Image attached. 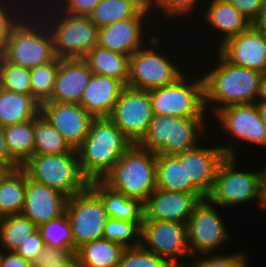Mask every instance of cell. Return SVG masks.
I'll return each mask as SVG.
<instances>
[{"label":"cell","instance_id":"33","mask_svg":"<svg viewBox=\"0 0 266 267\" xmlns=\"http://www.w3.org/2000/svg\"><path fill=\"white\" fill-rule=\"evenodd\" d=\"M38 227L25 215L15 214L0 218V250L15 252Z\"/></svg>","mask_w":266,"mask_h":267},{"label":"cell","instance_id":"17","mask_svg":"<svg viewBox=\"0 0 266 267\" xmlns=\"http://www.w3.org/2000/svg\"><path fill=\"white\" fill-rule=\"evenodd\" d=\"M206 197L202 193H183L157 188L143 204V220L187 224L195 206Z\"/></svg>","mask_w":266,"mask_h":267},{"label":"cell","instance_id":"18","mask_svg":"<svg viewBox=\"0 0 266 267\" xmlns=\"http://www.w3.org/2000/svg\"><path fill=\"white\" fill-rule=\"evenodd\" d=\"M150 14L149 8H144L136 17L99 28L97 45L130 57L135 51L146 45L145 41H150L154 35L152 34L149 38L146 36V38L147 31L144 32V21Z\"/></svg>","mask_w":266,"mask_h":267},{"label":"cell","instance_id":"54","mask_svg":"<svg viewBox=\"0 0 266 267\" xmlns=\"http://www.w3.org/2000/svg\"><path fill=\"white\" fill-rule=\"evenodd\" d=\"M260 114L261 120L266 127V103H255Z\"/></svg>","mask_w":266,"mask_h":267},{"label":"cell","instance_id":"51","mask_svg":"<svg viewBox=\"0 0 266 267\" xmlns=\"http://www.w3.org/2000/svg\"><path fill=\"white\" fill-rule=\"evenodd\" d=\"M52 267H81L78 263V259L76 257V254H70L63 262H60L57 265H54Z\"/></svg>","mask_w":266,"mask_h":267},{"label":"cell","instance_id":"3","mask_svg":"<svg viewBox=\"0 0 266 267\" xmlns=\"http://www.w3.org/2000/svg\"><path fill=\"white\" fill-rule=\"evenodd\" d=\"M33 6L52 34L58 58H83L98 44L99 28L89 16L64 13L51 0Z\"/></svg>","mask_w":266,"mask_h":267},{"label":"cell","instance_id":"1","mask_svg":"<svg viewBox=\"0 0 266 267\" xmlns=\"http://www.w3.org/2000/svg\"><path fill=\"white\" fill-rule=\"evenodd\" d=\"M217 65L202 76L206 111L215 114L223 107L256 103L262 73L229 63L218 51ZM211 103V105H210ZM209 108V109H208Z\"/></svg>","mask_w":266,"mask_h":267},{"label":"cell","instance_id":"21","mask_svg":"<svg viewBox=\"0 0 266 267\" xmlns=\"http://www.w3.org/2000/svg\"><path fill=\"white\" fill-rule=\"evenodd\" d=\"M92 71L83 58H59V67L49 101L80 103Z\"/></svg>","mask_w":266,"mask_h":267},{"label":"cell","instance_id":"41","mask_svg":"<svg viewBox=\"0 0 266 267\" xmlns=\"http://www.w3.org/2000/svg\"><path fill=\"white\" fill-rule=\"evenodd\" d=\"M118 267H174L165 258L145 250L141 245L125 248Z\"/></svg>","mask_w":266,"mask_h":267},{"label":"cell","instance_id":"48","mask_svg":"<svg viewBox=\"0 0 266 267\" xmlns=\"http://www.w3.org/2000/svg\"><path fill=\"white\" fill-rule=\"evenodd\" d=\"M0 267H33V263L15 252L0 250Z\"/></svg>","mask_w":266,"mask_h":267},{"label":"cell","instance_id":"44","mask_svg":"<svg viewBox=\"0 0 266 267\" xmlns=\"http://www.w3.org/2000/svg\"><path fill=\"white\" fill-rule=\"evenodd\" d=\"M62 12L74 16H90L101 0H51Z\"/></svg>","mask_w":266,"mask_h":267},{"label":"cell","instance_id":"9","mask_svg":"<svg viewBox=\"0 0 266 267\" xmlns=\"http://www.w3.org/2000/svg\"><path fill=\"white\" fill-rule=\"evenodd\" d=\"M188 78L184 73L169 85L148 90L154 115L206 117L202 76Z\"/></svg>","mask_w":266,"mask_h":267},{"label":"cell","instance_id":"36","mask_svg":"<svg viewBox=\"0 0 266 267\" xmlns=\"http://www.w3.org/2000/svg\"><path fill=\"white\" fill-rule=\"evenodd\" d=\"M173 115H154L145 136L137 143L158 154L166 144H172Z\"/></svg>","mask_w":266,"mask_h":267},{"label":"cell","instance_id":"4","mask_svg":"<svg viewBox=\"0 0 266 267\" xmlns=\"http://www.w3.org/2000/svg\"><path fill=\"white\" fill-rule=\"evenodd\" d=\"M0 55L7 62L28 69L47 64L57 57L52 34L33 9L14 27Z\"/></svg>","mask_w":266,"mask_h":267},{"label":"cell","instance_id":"7","mask_svg":"<svg viewBox=\"0 0 266 267\" xmlns=\"http://www.w3.org/2000/svg\"><path fill=\"white\" fill-rule=\"evenodd\" d=\"M236 160L237 157L225 156L220 161L212 190L206 198L221 208H232L257 199L262 208L260 171L238 170Z\"/></svg>","mask_w":266,"mask_h":267},{"label":"cell","instance_id":"6","mask_svg":"<svg viewBox=\"0 0 266 267\" xmlns=\"http://www.w3.org/2000/svg\"><path fill=\"white\" fill-rule=\"evenodd\" d=\"M21 167L31 180L55 189L67 198L82 192L90 183L82 174L76 149L62 154H33Z\"/></svg>","mask_w":266,"mask_h":267},{"label":"cell","instance_id":"8","mask_svg":"<svg viewBox=\"0 0 266 267\" xmlns=\"http://www.w3.org/2000/svg\"><path fill=\"white\" fill-rule=\"evenodd\" d=\"M159 37L154 35L148 41L147 47L142 46L130 56L128 87L148 91L169 85L185 73L177 61H172L164 52H160L161 50L157 51Z\"/></svg>","mask_w":266,"mask_h":267},{"label":"cell","instance_id":"38","mask_svg":"<svg viewBox=\"0 0 266 267\" xmlns=\"http://www.w3.org/2000/svg\"><path fill=\"white\" fill-rule=\"evenodd\" d=\"M23 1L27 2V0H0V53L6 46L14 27L26 15L25 13L32 10L33 6H30L29 2L23 3Z\"/></svg>","mask_w":266,"mask_h":267},{"label":"cell","instance_id":"32","mask_svg":"<svg viewBox=\"0 0 266 267\" xmlns=\"http://www.w3.org/2000/svg\"><path fill=\"white\" fill-rule=\"evenodd\" d=\"M9 155L21 166L34 149V119L3 127Z\"/></svg>","mask_w":266,"mask_h":267},{"label":"cell","instance_id":"20","mask_svg":"<svg viewBox=\"0 0 266 267\" xmlns=\"http://www.w3.org/2000/svg\"><path fill=\"white\" fill-rule=\"evenodd\" d=\"M67 197L61 192L31 180L26 173L25 204L22 214L37 227L65 212Z\"/></svg>","mask_w":266,"mask_h":267},{"label":"cell","instance_id":"27","mask_svg":"<svg viewBox=\"0 0 266 267\" xmlns=\"http://www.w3.org/2000/svg\"><path fill=\"white\" fill-rule=\"evenodd\" d=\"M41 104L32 95L12 92L0 87V126L30 121L40 114Z\"/></svg>","mask_w":266,"mask_h":267},{"label":"cell","instance_id":"14","mask_svg":"<svg viewBox=\"0 0 266 267\" xmlns=\"http://www.w3.org/2000/svg\"><path fill=\"white\" fill-rule=\"evenodd\" d=\"M40 113L76 150L82 145L94 119L79 103L70 102H44Z\"/></svg>","mask_w":266,"mask_h":267},{"label":"cell","instance_id":"23","mask_svg":"<svg viewBox=\"0 0 266 267\" xmlns=\"http://www.w3.org/2000/svg\"><path fill=\"white\" fill-rule=\"evenodd\" d=\"M204 14V21L210 25V30L220 34L217 48L231 37L243 33L251 22L245 18L232 4L226 0H211ZM218 31V32H217ZM222 34V36H221Z\"/></svg>","mask_w":266,"mask_h":267},{"label":"cell","instance_id":"34","mask_svg":"<svg viewBox=\"0 0 266 267\" xmlns=\"http://www.w3.org/2000/svg\"><path fill=\"white\" fill-rule=\"evenodd\" d=\"M73 150L62 134L41 113L34 118L33 154H62Z\"/></svg>","mask_w":266,"mask_h":267},{"label":"cell","instance_id":"15","mask_svg":"<svg viewBox=\"0 0 266 267\" xmlns=\"http://www.w3.org/2000/svg\"><path fill=\"white\" fill-rule=\"evenodd\" d=\"M220 128L236 140L266 147V127L255 103L223 107L215 113Z\"/></svg>","mask_w":266,"mask_h":267},{"label":"cell","instance_id":"25","mask_svg":"<svg viewBox=\"0 0 266 267\" xmlns=\"http://www.w3.org/2000/svg\"><path fill=\"white\" fill-rule=\"evenodd\" d=\"M156 187L183 193H201L187 178L185 152L178 155L156 154Z\"/></svg>","mask_w":266,"mask_h":267},{"label":"cell","instance_id":"10","mask_svg":"<svg viewBox=\"0 0 266 267\" xmlns=\"http://www.w3.org/2000/svg\"><path fill=\"white\" fill-rule=\"evenodd\" d=\"M65 212L71 224L75 250L86 242L103 238L109 217L101 198L89 186L67 198Z\"/></svg>","mask_w":266,"mask_h":267},{"label":"cell","instance_id":"49","mask_svg":"<svg viewBox=\"0 0 266 267\" xmlns=\"http://www.w3.org/2000/svg\"><path fill=\"white\" fill-rule=\"evenodd\" d=\"M0 164H3L8 170L19 167L20 165L9 155L5 142V133L0 126Z\"/></svg>","mask_w":266,"mask_h":267},{"label":"cell","instance_id":"22","mask_svg":"<svg viewBox=\"0 0 266 267\" xmlns=\"http://www.w3.org/2000/svg\"><path fill=\"white\" fill-rule=\"evenodd\" d=\"M124 87L118 79L92 73L79 104L94 118L109 117Z\"/></svg>","mask_w":266,"mask_h":267},{"label":"cell","instance_id":"53","mask_svg":"<svg viewBox=\"0 0 266 267\" xmlns=\"http://www.w3.org/2000/svg\"><path fill=\"white\" fill-rule=\"evenodd\" d=\"M264 169H261V198L262 208L266 209V165ZM263 170V171H262Z\"/></svg>","mask_w":266,"mask_h":267},{"label":"cell","instance_id":"39","mask_svg":"<svg viewBox=\"0 0 266 267\" xmlns=\"http://www.w3.org/2000/svg\"><path fill=\"white\" fill-rule=\"evenodd\" d=\"M0 87L31 95L30 69L7 62L0 55Z\"/></svg>","mask_w":266,"mask_h":267},{"label":"cell","instance_id":"28","mask_svg":"<svg viewBox=\"0 0 266 267\" xmlns=\"http://www.w3.org/2000/svg\"><path fill=\"white\" fill-rule=\"evenodd\" d=\"M26 172L19 166L0 179V218L21 214L25 204Z\"/></svg>","mask_w":266,"mask_h":267},{"label":"cell","instance_id":"16","mask_svg":"<svg viewBox=\"0 0 266 267\" xmlns=\"http://www.w3.org/2000/svg\"><path fill=\"white\" fill-rule=\"evenodd\" d=\"M216 49L233 65L266 73V34L252 25Z\"/></svg>","mask_w":266,"mask_h":267},{"label":"cell","instance_id":"30","mask_svg":"<svg viewBox=\"0 0 266 267\" xmlns=\"http://www.w3.org/2000/svg\"><path fill=\"white\" fill-rule=\"evenodd\" d=\"M125 248L107 239L86 242L76 250L81 267H118Z\"/></svg>","mask_w":266,"mask_h":267},{"label":"cell","instance_id":"42","mask_svg":"<svg viewBox=\"0 0 266 267\" xmlns=\"http://www.w3.org/2000/svg\"><path fill=\"white\" fill-rule=\"evenodd\" d=\"M205 256V258L203 257V255L191 257V259H194V261H190L186 264L185 267H249L247 266L248 257H246V253L244 254V252L242 251L240 253L238 251V253H232L229 255H220V253L217 255L215 253L208 254V256L207 254H205Z\"/></svg>","mask_w":266,"mask_h":267},{"label":"cell","instance_id":"13","mask_svg":"<svg viewBox=\"0 0 266 267\" xmlns=\"http://www.w3.org/2000/svg\"><path fill=\"white\" fill-rule=\"evenodd\" d=\"M153 116L149 92L125 86L109 118L133 143H138Z\"/></svg>","mask_w":266,"mask_h":267},{"label":"cell","instance_id":"50","mask_svg":"<svg viewBox=\"0 0 266 267\" xmlns=\"http://www.w3.org/2000/svg\"><path fill=\"white\" fill-rule=\"evenodd\" d=\"M251 25L258 30H262L266 34V0H263L258 15L251 23Z\"/></svg>","mask_w":266,"mask_h":267},{"label":"cell","instance_id":"35","mask_svg":"<svg viewBox=\"0 0 266 267\" xmlns=\"http://www.w3.org/2000/svg\"><path fill=\"white\" fill-rule=\"evenodd\" d=\"M38 231L46 246L67 249L71 254L76 253L72 228L66 212L38 226Z\"/></svg>","mask_w":266,"mask_h":267},{"label":"cell","instance_id":"46","mask_svg":"<svg viewBox=\"0 0 266 267\" xmlns=\"http://www.w3.org/2000/svg\"><path fill=\"white\" fill-rule=\"evenodd\" d=\"M44 246L45 244L43 242V239L41 238L40 232L37 230L17 248L15 253L20 255L24 259L33 262L36 256L42 251V248Z\"/></svg>","mask_w":266,"mask_h":267},{"label":"cell","instance_id":"52","mask_svg":"<svg viewBox=\"0 0 266 267\" xmlns=\"http://www.w3.org/2000/svg\"><path fill=\"white\" fill-rule=\"evenodd\" d=\"M256 103H266V73L262 74Z\"/></svg>","mask_w":266,"mask_h":267},{"label":"cell","instance_id":"45","mask_svg":"<svg viewBox=\"0 0 266 267\" xmlns=\"http://www.w3.org/2000/svg\"><path fill=\"white\" fill-rule=\"evenodd\" d=\"M71 253L67 249L44 246L32 262L33 267H52L63 262Z\"/></svg>","mask_w":266,"mask_h":267},{"label":"cell","instance_id":"56","mask_svg":"<svg viewBox=\"0 0 266 267\" xmlns=\"http://www.w3.org/2000/svg\"><path fill=\"white\" fill-rule=\"evenodd\" d=\"M33 1H34V3H33ZM40 1V2H39ZM46 1H48V0H29V2H31L30 3V5L32 6L33 4L34 5H36V4H39V3H41V2H46ZM50 1V0H49Z\"/></svg>","mask_w":266,"mask_h":267},{"label":"cell","instance_id":"43","mask_svg":"<svg viewBox=\"0 0 266 267\" xmlns=\"http://www.w3.org/2000/svg\"><path fill=\"white\" fill-rule=\"evenodd\" d=\"M198 3H200L198 0H149V10L150 12L161 11L167 19L172 17L175 19L177 16L185 17L193 14L194 10L200 6Z\"/></svg>","mask_w":266,"mask_h":267},{"label":"cell","instance_id":"40","mask_svg":"<svg viewBox=\"0 0 266 267\" xmlns=\"http://www.w3.org/2000/svg\"><path fill=\"white\" fill-rule=\"evenodd\" d=\"M141 228L135 223L126 220L108 219L106 221L103 239L113 241L124 248L140 246Z\"/></svg>","mask_w":266,"mask_h":267},{"label":"cell","instance_id":"37","mask_svg":"<svg viewBox=\"0 0 266 267\" xmlns=\"http://www.w3.org/2000/svg\"><path fill=\"white\" fill-rule=\"evenodd\" d=\"M59 67V58L53 61L30 69L31 75V95L42 104L51 99Z\"/></svg>","mask_w":266,"mask_h":267},{"label":"cell","instance_id":"5","mask_svg":"<svg viewBox=\"0 0 266 267\" xmlns=\"http://www.w3.org/2000/svg\"><path fill=\"white\" fill-rule=\"evenodd\" d=\"M101 181L144 204L156 189V154L133 143Z\"/></svg>","mask_w":266,"mask_h":267},{"label":"cell","instance_id":"12","mask_svg":"<svg viewBox=\"0 0 266 267\" xmlns=\"http://www.w3.org/2000/svg\"><path fill=\"white\" fill-rule=\"evenodd\" d=\"M140 245L157 256L165 258L174 267H185L186 263L177 259H190L187 224L143 220L140 233Z\"/></svg>","mask_w":266,"mask_h":267},{"label":"cell","instance_id":"31","mask_svg":"<svg viewBox=\"0 0 266 267\" xmlns=\"http://www.w3.org/2000/svg\"><path fill=\"white\" fill-rule=\"evenodd\" d=\"M144 8H149V0H101L89 18L98 28H102L136 17Z\"/></svg>","mask_w":266,"mask_h":267},{"label":"cell","instance_id":"29","mask_svg":"<svg viewBox=\"0 0 266 267\" xmlns=\"http://www.w3.org/2000/svg\"><path fill=\"white\" fill-rule=\"evenodd\" d=\"M83 59L87 62L93 74H100L118 79L127 86L129 56L96 45Z\"/></svg>","mask_w":266,"mask_h":267},{"label":"cell","instance_id":"26","mask_svg":"<svg viewBox=\"0 0 266 267\" xmlns=\"http://www.w3.org/2000/svg\"><path fill=\"white\" fill-rule=\"evenodd\" d=\"M207 122L205 117L173 116L172 144H166L158 154L178 155L197 147L199 139L207 137Z\"/></svg>","mask_w":266,"mask_h":267},{"label":"cell","instance_id":"11","mask_svg":"<svg viewBox=\"0 0 266 267\" xmlns=\"http://www.w3.org/2000/svg\"><path fill=\"white\" fill-rule=\"evenodd\" d=\"M218 207L207 198L195 206L187 222L188 245L192 257L221 251L220 247L229 241L231 235L216 210Z\"/></svg>","mask_w":266,"mask_h":267},{"label":"cell","instance_id":"2","mask_svg":"<svg viewBox=\"0 0 266 267\" xmlns=\"http://www.w3.org/2000/svg\"><path fill=\"white\" fill-rule=\"evenodd\" d=\"M132 144L109 117L94 118L77 149L82 174L89 182L102 180Z\"/></svg>","mask_w":266,"mask_h":267},{"label":"cell","instance_id":"24","mask_svg":"<svg viewBox=\"0 0 266 267\" xmlns=\"http://www.w3.org/2000/svg\"><path fill=\"white\" fill-rule=\"evenodd\" d=\"M89 187L101 198L110 219L135 222L141 228L144 217L142 202L112 190L101 180L90 181Z\"/></svg>","mask_w":266,"mask_h":267},{"label":"cell","instance_id":"47","mask_svg":"<svg viewBox=\"0 0 266 267\" xmlns=\"http://www.w3.org/2000/svg\"><path fill=\"white\" fill-rule=\"evenodd\" d=\"M232 4L251 23L258 15L263 0H226Z\"/></svg>","mask_w":266,"mask_h":267},{"label":"cell","instance_id":"19","mask_svg":"<svg viewBox=\"0 0 266 267\" xmlns=\"http://www.w3.org/2000/svg\"><path fill=\"white\" fill-rule=\"evenodd\" d=\"M237 145H221L197 147L185 151V168L187 178L207 197L213 187L218 164L225 156L238 157L235 153Z\"/></svg>","mask_w":266,"mask_h":267},{"label":"cell","instance_id":"55","mask_svg":"<svg viewBox=\"0 0 266 267\" xmlns=\"http://www.w3.org/2000/svg\"><path fill=\"white\" fill-rule=\"evenodd\" d=\"M7 170L8 169L3 164H0V179L7 172Z\"/></svg>","mask_w":266,"mask_h":267}]
</instances>
